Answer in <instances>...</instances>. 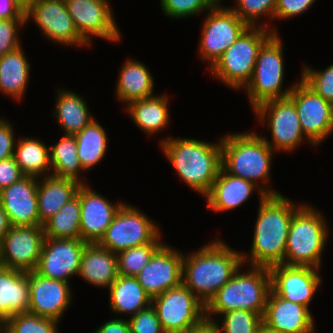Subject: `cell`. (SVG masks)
<instances>
[{"label": "cell", "mask_w": 333, "mask_h": 333, "mask_svg": "<svg viewBox=\"0 0 333 333\" xmlns=\"http://www.w3.org/2000/svg\"><path fill=\"white\" fill-rule=\"evenodd\" d=\"M9 120L0 119V161L13 157L16 139Z\"/></svg>", "instance_id": "obj_46"}, {"label": "cell", "mask_w": 333, "mask_h": 333, "mask_svg": "<svg viewBox=\"0 0 333 333\" xmlns=\"http://www.w3.org/2000/svg\"><path fill=\"white\" fill-rule=\"evenodd\" d=\"M108 289L109 305L113 313L134 316L151 306V297L136 277L118 275Z\"/></svg>", "instance_id": "obj_29"}, {"label": "cell", "mask_w": 333, "mask_h": 333, "mask_svg": "<svg viewBox=\"0 0 333 333\" xmlns=\"http://www.w3.org/2000/svg\"><path fill=\"white\" fill-rule=\"evenodd\" d=\"M115 95L128 105L130 102L154 96V81L148 68L138 60L123 63L116 84Z\"/></svg>", "instance_id": "obj_28"}, {"label": "cell", "mask_w": 333, "mask_h": 333, "mask_svg": "<svg viewBox=\"0 0 333 333\" xmlns=\"http://www.w3.org/2000/svg\"><path fill=\"white\" fill-rule=\"evenodd\" d=\"M127 320L131 333H165L152 305Z\"/></svg>", "instance_id": "obj_44"}, {"label": "cell", "mask_w": 333, "mask_h": 333, "mask_svg": "<svg viewBox=\"0 0 333 333\" xmlns=\"http://www.w3.org/2000/svg\"><path fill=\"white\" fill-rule=\"evenodd\" d=\"M249 267L247 272H242V266L239 267L232 278L209 300L205 305L206 320L212 321L213 315L220 316L237 309L249 310L263 316L271 290L270 270L266 267Z\"/></svg>", "instance_id": "obj_5"}, {"label": "cell", "mask_w": 333, "mask_h": 333, "mask_svg": "<svg viewBox=\"0 0 333 333\" xmlns=\"http://www.w3.org/2000/svg\"><path fill=\"white\" fill-rule=\"evenodd\" d=\"M86 244L80 238H44L35 271L44 277L69 283V278L78 275Z\"/></svg>", "instance_id": "obj_17"}, {"label": "cell", "mask_w": 333, "mask_h": 333, "mask_svg": "<svg viewBox=\"0 0 333 333\" xmlns=\"http://www.w3.org/2000/svg\"><path fill=\"white\" fill-rule=\"evenodd\" d=\"M168 96L154 95L130 102L125 109L135 125L145 134L154 135L168 127L170 121Z\"/></svg>", "instance_id": "obj_30"}, {"label": "cell", "mask_w": 333, "mask_h": 333, "mask_svg": "<svg viewBox=\"0 0 333 333\" xmlns=\"http://www.w3.org/2000/svg\"><path fill=\"white\" fill-rule=\"evenodd\" d=\"M253 111L262 125L268 121L272 139L262 137L273 151L290 152L306 140L296 106L289 97L263 102Z\"/></svg>", "instance_id": "obj_11"}, {"label": "cell", "mask_w": 333, "mask_h": 333, "mask_svg": "<svg viewBox=\"0 0 333 333\" xmlns=\"http://www.w3.org/2000/svg\"><path fill=\"white\" fill-rule=\"evenodd\" d=\"M54 118L60 124L66 135H76L86 127L94 118L88 110L87 103L71 90H57Z\"/></svg>", "instance_id": "obj_32"}, {"label": "cell", "mask_w": 333, "mask_h": 333, "mask_svg": "<svg viewBox=\"0 0 333 333\" xmlns=\"http://www.w3.org/2000/svg\"><path fill=\"white\" fill-rule=\"evenodd\" d=\"M78 276L94 286L109 288L118 277L117 255L98 243H87Z\"/></svg>", "instance_id": "obj_25"}, {"label": "cell", "mask_w": 333, "mask_h": 333, "mask_svg": "<svg viewBox=\"0 0 333 333\" xmlns=\"http://www.w3.org/2000/svg\"><path fill=\"white\" fill-rule=\"evenodd\" d=\"M273 152L263 137L255 131L221 136L222 168L230 175L254 183L267 196L281 194L264 185L270 183ZM258 183H263L264 188Z\"/></svg>", "instance_id": "obj_4"}, {"label": "cell", "mask_w": 333, "mask_h": 333, "mask_svg": "<svg viewBox=\"0 0 333 333\" xmlns=\"http://www.w3.org/2000/svg\"><path fill=\"white\" fill-rule=\"evenodd\" d=\"M234 2L235 6L229 8L250 27L258 26L259 18L265 15L274 19L277 0H234Z\"/></svg>", "instance_id": "obj_40"}, {"label": "cell", "mask_w": 333, "mask_h": 333, "mask_svg": "<svg viewBox=\"0 0 333 333\" xmlns=\"http://www.w3.org/2000/svg\"><path fill=\"white\" fill-rule=\"evenodd\" d=\"M187 333H220L215 323L204 320L200 325L192 328Z\"/></svg>", "instance_id": "obj_50"}, {"label": "cell", "mask_w": 333, "mask_h": 333, "mask_svg": "<svg viewBox=\"0 0 333 333\" xmlns=\"http://www.w3.org/2000/svg\"><path fill=\"white\" fill-rule=\"evenodd\" d=\"M25 11L18 0H0V19L26 18Z\"/></svg>", "instance_id": "obj_48"}, {"label": "cell", "mask_w": 333, "mask_h": 333, "mask_svg": "<svg viewBox=\"0 0 333 333\" xmlns=\"http://www.w3.org/2000/svg\"><path fill=\"white\" fill-rule=\"evenodd\" d=\"M31 65L21 46L0 57V91L21 101L29 84Z\"/></svg>", "instance_id": "obj_31"}, {"label": "cell", "mask_w": 333, "mask_h": 333, "mask_svg": "<svg viewBox=\"0 0 333 333\" xmlns=\"http://www.w3.org/2000/svg\"><path fill=\"white\" fill-rule=\"evenodd\" d=\"M257 191L260 199L267 195L254 183L228 174L222 167L210 191L204 196L208 207L216 212L237 209Z\"/></svg>", "instance_id": "obj_24"}, {"label": "cell", "mask_w": 333, "mask_h": 333, "mask_svg": "<svg viewBox=\"0 0 333 333\" xmlns=\"http://www.w3.org/2000/svg\"><path fill=\"white\" fill-rule=\"evenodd\" d=\"M283 78V44L279 34L274 33L259 50L252 77L243 88L252 109L263 102L288 97L295 84L283 91Z\"/></svg>", "instance_id": "obj_8"}, {"label": "cell", "mask_w": 333, "mask_h": 333, "mask_svg": "<svg viewBox=\"0 0 333 333\" xmlns=\"http://www.w3.org/2000/svg\"><path fill=\"white\" fill-rule=\"evenodd\" d=\"M25 276L30 290L28 312L60 321L72 302L70 283L44 277L36 271L25 272Z\"/></svg>", "instance_id": "obj_20"}, {"label": "cell", "mask_w": 333, "mask_h": 333, "mask_svg": "<svg viewBox=\"0 0 333 333\" xmlns=\"http://www.w3.org/2000/svg\"><path fill=\"white\" fill-rule=\"evenodd\" d=\"M161 150L180 178L205 196L222 167L221 137L217 143L191 138H163Z\"/></svg>", "instance_id": "obj_3"}, {"label": "cell", "mask_w": 333, "mask_h": 333, "mask_svg": "<svg viewBox=\"0 0 333 333\" xmlns=\"http://www.w3.org/2000/svg\"><path fill=\"white\" fill-rule=\"evenodd\" d=\"M41 0H18L19 4L27 10L32 4L39 2Z\"/></svg>", "instance_id": "obj_52"}, {"label": "cell", "mask_w": 333, "mask_h": 333, "mask_svg": "<svg viewBox=\"0 0 333 333\" xmlns=\"http://www.w3.org/2000/svg\"><path fill=\"white\" fill-rule=\"evenodd\" d=\"M58 324L57 320L24 312L4 322V333H59Z\"/></svg>", "instance_id": "obj_38"}, {"label": "cell", "mask_w": 333, "mask_h": 333, "mask_svg": "<svg viewBox=\"0 0 333 333\" xmlns=\"http://www.w3.org/2000/svg\"><path fill=\"white\" fill-rule=\"evenodd\" d=\"M78 147V157L84 171L102 161L107 151V133L105 129L93 119L86 127L75 135Z\"/></svg>", "instance_id": "obj_35"}, {"label": "cell", "mask_w": 333, "mask_h": 333, "mask_svg": "<svg viewBox=\"0 0 333 333\" xmlns=\"http://www.w3.org/2000/svg\"><path fill=\"white\" fill-rule=\"evenodd\" d=\"M80 198L76 195L42 226L45 238H80Z\"/></svg>", "instance_id": "obj_36"}, {"label": "cell", "mask_w": 333, "mask_h": 333, "mask_svg": "<svg viewBox=\"0 0 333 333\" xmlns=\"http://www.w3.org/2000/svg\"><path fill=\"white\" fill-rule=\"evenodd\" d=\"M269 270L271 289L278 296L309 309V304L322 283L319 269L279 264Z\"/></svg>", "instance_id": "obj_19"}, {"label": "cell", "mask_w": 333, "mask_h": 333, "mask_svg": "<svg viewBox=\"0 0 333 333\" xmlns=\"http://www.w3.org/2000/svg\"><path fill=\"white\" fill-rule=\"evenodd\" d=\"M24 176L14 156L0 161V191Z\"/></svg>", "instance_id": "obj_47"}, {"label": "cell", "mask_w": 333, "mask_h": 333, "mask_svg": "<svg viewBox=\"0 0 333 333\" xmlns=\"http://www.w3.org/2000/svg\"><path fill=\"white\" fill-rule=\"evenodd\" d=\"M25 23H27L26 18L0 19V57L22 46L18 31Z\"/></svg>", "instance_id": "obj_43"}, {"label": "cell", "mask_w": 333, "mask_h": 333, "mask_svg": "<svg viewBox=\"0 0 333 333\" xmlns=\"http://www.w3.org/2000/svg\"><path fill=\"white\" fill-rule=\"evenodd\" d=\"M160 233L157 223L150 220L140 209L124 202L98 244L117 254L132 247L152 243Z\"/></svg>", "instance_id": "obj_10"}, {"label": "cell", "mask_w": 333, "mask_h": 333, "mask_svg": "<svg viewBox=\"0 0 333 333\" xmlns=\"http://www.w3.org/2000/svg\"><path fill=\"white\" fill-rule=\"evenodd\" d=\"M263 327L273 333H313V315L306 306L285 300L272 289L269 291Z\"/></svg>", "instance_id": "obj_22"}, {"label": "cell", "mask_w": 333, "mask_h": 333, "mask_svg": "<svg viewBox=\"0 0 333 333\" xmlns=\"http://www.w3.org/2000/svg\"><path fill=\"white\" fill-rule=\"evenodd\" d=\"M220 317L221 326L218 320H212L220 333H257L263 326L262 315L245 309L228 311Z\"/></svg>", "instance_id": "obj_39"}, {"label": "cell", "mask_w": 333, "mask_h": 333, "mask_svg": "<svg viewBox=\"0 0 333 333\" xmlns=\"http://www.w3.org/2000/svg\"><path fill=\"white\" fill-rule=\"evenodd\" d=\"M77 195L81 206L80 239L98 243L124 203L113 204L86 183L79 187Z\"/></svg>", "instance_id": "obj_21"}, {"label": "cell", "mask_w": 333, "mask_h": 333, "mask_svg": "<svg viewBox=\"0 0 333 333\" xmlns=\"http://www.w3.org/2000/svg\"><path fill=\"white\" fill-rule=\"evenodd\" d=\"M25 13L26 22L34 20L47 39L69 47L90 46L77 32L65 0H41Z\"/></svg>", "instance_id": "obj_16"}, {"label": "cell", "mask_w": 333, "mask_h": 333, "mask_svg": "<svg viewBox=\"0 0 333 333\" xmlns=\"http://www.w3.org/2000/svg\"><path fill=\"white\" fill-rule=\"evenodd\" d=\"M219 0H160L163 13L173 19H182L209 11Z\"/></svg>", "instance_id": "obj_41"}, {"label": "cell", "mask_w": 333, "mask_h": 333, "mask_svg": "<svg viewBox=\"0 0 333 333\" xmlns=\"http://www.w3.org/2000/svg\"><path fill=\"white\" fill-rule=\"evenodd\" d=\"M11 228V223L9 221L6 211L0 204V240L3 238L5 233Z\"/></svg>", "instance_id": "obj_51"}, {"label": "cell", "mask_w": 333, "mask_h": 333, "mask_svg": "<svg viewBox=\"0 0 333 333\" xmlns=\"http://www.w3.org/2000/svg\"><path fill=\"white\" fill-rule=\"evenodd\" d=\"M268 25L260 23L256 27L249 26L209 68L212 76L234 90L244 88L252 77L262 45L274 33H278L276 28L271 29Z\"/></svg>", "instance_id": "obj_7"}, {"label": "cell", "mask_w": 333, "mask_h": 333, "mask_svg": "<svg viewBox=\"0 0 333 333\" xmlns=\"http://www.w3.org/2000/svg\"><path fill=\"white\" fill-rule=\"evenodd\" d=\"M74 26L79 35L91 45L92 37L114 41L121 38L120 29L113 17L108 0H65Z\"/></svg>", "instance_id": "obj_15"}, {"label": "cell", "mask_w": 333, "mask_h": 333, "mask_svg": "<svg viewBox=\"0 0 333 333\" xmlns=\"http://www.w3.org/2000/svg\"><path fill=\"white\" fill-rule=\"evenodd\" d=\"M305 204L293 215L283 265L321 269L329 229L322 213Z\"/></svg>", "instance_id": "obj_6"}, {"label": "cell", "mask_w": 333, "mask_h": 333, "mask_svg": "<svg viewBox=\"0 0 333 333\" xmlns=\"http://www.w3.org/2000/svg\"><path fill=\"white\" fill-rule=\"evenodd\" d=\"M219 0L203 20L199 41V56L208 61L209 68L222 56L238 37L249 27L228 6H221ZM210 62V63H209Z\"/></svg>", "instance_id": "obj_12"}, {"label": "cell", "mask_w": 333, "mask_h": 333, "mask_svg": "<svg viewBox=\"0 0 333 333\" xmlns=\"http://www.w3.org/2000/svg\"><path fill=\"white\" fill-rule=\"evenodd\" d=\"M30 290L24 271L0 266V319L28 312Z\"/></svg>", "instance_id": "obj_27"}, {"label": "cell", "mask_w": 333, "mask_h": 333, "mask_svg": "<svg viewBox=\"0 0 333 333\" xmlns=\"http://www.w3.org/2000/svg\"><path fill=\"white\" fill-rule=\"evenodd\" d=\"M14 158L25 176L41 179L52 175L49 145H45L44 141L38 140V138H18L15 144Z\"/></svg>", "instance_id": "obj_33"}, {"label": "cell", "mask_w": 333, "mask_h": 333, "mask_svg": "<svg viewBox=\"0 0 333 333\" xmlns=\"http://www.w3.org/2000/svg\"><path fill=\"white\" fill-rule=\"evenodd\" d=\"M0 333H4V322L0 319Z\"/></svg>", "instance_id": "obj_54"}, {"label": "cell", "mask_w": 333, "mask_h": 333, "mask_svg": "<svg viewBox=\"0 0 333 333\" xmlns=\"http://www.w3.org/2000/svg\"><path fill=\"white\" fill-rule=\"evenodd\" d=\"M257 333H273L269 330H267L266 328H264L263 326L260 328V330Z\"/></svg>", "instance_id": "obj_53"}, {"label": "cell", "mask_w": 333, "mask_h": 333, "mask_svg": "<svg viewBox=\"0 0 333 333\" xmlns=\"http://www.w3.org/2000/svg\"><path fill=\"white\" fill-rule=\"evenodd\" d=\"M243 265L241 252L217 238L184 255L182 284L206 305Z\"/></svg>", "instance_id": "obj_2"}, {"label": "cell", "mask_w": 333, "mask_h": 333, "mask_svg": "<svg viewBox=\"0 0 333 333\" xmlns=\"http://www.w3.org/2000/svg\"><path fill=\"white\" fill-rule=\"evenodd\" d=\"M94 333H131L128 320L125 318H113L106 321Z\"/></svg>", "instance_id": "obj_49"}, {"label": "cell", "mask_w": 333, "mask_h": 333, "mask_svg": "<svg viewBox=\"0 0 333 333\" xmlns=\"http://www.w3.org/2000/svg\"><path fill=\"white\" fill-rule=\"evenodd\" d=\"M288 97L296 106L307 141L313 146L321 145L333 133V103L317 94L301 78Z\"/></svg>", "instance_id": "obj_13"}, {"label": "cell", "mask_w": 333, "mask_h": 333, "mask_svg": "<svg viewBox=\"0 0 333 333\" xmlns=\"http://www.w3.org/2000/svg\"><path fill=\"white\" fill-rule=\"evenodd\" d=\"M52 175L70 178L85 184L79 177L80 171H84L78 157V147L75 135H66L59 139L55 145L49 146Z\"/></svg>", "instance_id": "obj_34"}, {"label": "cell", "mask_w": 333, "mask_h": 333, "mask_svg": "<svg viewBox=\"0 0 333 333\" xmlns=\"http://www.w3.org/2000/svg\"><path fill=\"white\" fill-rule=\"evenodd\" d=\"M44 238L43 226H11L0 240L1 266L35 271Z\"/></svg>", "instance_id": "obj_14"}, {"label": "cell", "mask_w": 333, "mask_h": 333, "mask_svg": "<svg viewBox=\"0 0 333 333\" xmlns=\"http://www.w3.org/2000/svg\"><path fill=\"white\" fill-rule=\"evenodd\" d=\"M160 236L161 234L152 243L118 252L116 254L118 275L135 277L146 266L155 252L164 244Z\"/></svg>", "instance_id": "obj_37"}, {"label": "cell", "mask_w": 333, "mask_h": 333, "mask_svg": "<svg viewBox=\"0 0 333 333\" xmlns=\"http://www.w3.org/2000/svg\"><path fill=\"white\" fill-rule=\"evenodd\" d=\"M82 183L70 178L48 175L38 178L37 197L39 226L53 217L62 206L73 199Z\"/></svg>", "instance_id": "obj_26"}, {"label": "cell", "mask_w": 333, "mask_h": 333, "mask_svg": "<svg viewBox=\"0 0 333 333\" xmlns=\"http://www.w3.org/2000/svg\"><path fill=\"white\" fill-rule=\"evenodd\" d=\"M183 257L179 250L163 244L135 276L151 299L182 284Z\"/></svg>", "instance_id": "obj_18"}, {"label": "cell", "mask_w": 333, "mask_h": 333, "mask_svg": "<svg viewBox=\"0 0 333 333\" xmlns=\"http://www.w3.org/2000/svg\"><path fill=\"white\" fill-rule=\"evenodd\" d=\"M299 204L283 194L260 199L250 255L241 252L243 264L270 268L283 263L292 217L304 205Z\"/></svg>", "instance_id": "obj_1"}, {"label": "cell", "mask_w": 333, "mask_h": 333, "mask_svg": "<svg viewBox=\"0 0 333 333\" xmlns=\"http://www.w3.org/2000/svg\"><path fill=\"white\" fill-rule=\"evenodd\" d=\"M301 79L325 100L333 103V63L324 71L309 66L302 68Z\"/></svg>", "instance_id": "obj_42"}, {"label": "cell", "mask_w": 333, "mask_h": 333, "mask_svg": "<svg viewBox=\"0 0 333 333\" xmlns=\"http://www.w3.org/2000/svg\"><path fill=\"white\" fill-rule=\"evenodd\" d=\"M38 178L24 176L0 191V204L11 226L39 225Z\"/></svg>", "instance_id": "obj_23"}, {"label": "cell", "mask_w": 333, "mask_h": 333, "mask_svg": "<svg viewBox=\"0 0 333 333\" xmlns=\"http://www.w3.org/2000/svg\"><path fill=\"white\" fill-rule=\"evenodd\" d=\"M165 333H187L205 320V305L183 284L152 299Z\"/></svg>", "instance_id": "obj_9"}, {"label": "cell", "mask_w": 333, "mask_h": 333, "mask_svg": "<svg viewBox=\"0 0 333 333\" xmlns=\"http://www.w3.org/2000/svg\"><path fill=\"white\" fill-rule=\"evenodd\" d=\"M316 0H277L274 19H288L307 11Z\"/></svg>", "instance_id": "obj_45"}]
</instances>
